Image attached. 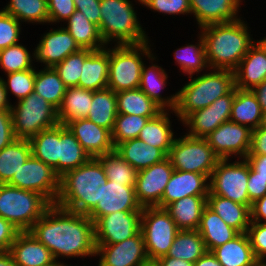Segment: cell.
<instances>
[{
	"label": "cell",
	"instance_id": "obj_1",
	"mask_svg": "<svg viewBox=\"0 0 266 266\" xmlns=\"http://www.w3.org/2000/svg\"><path fill=\"white\" fill-rule=\"evenodd\" d=\"M29 232L50 250L55 261L96 255L94 222L86 214L51 204Z\"/></svg>",
	"mask_w": 266,
	"mask_h": 266
},
{
	"label": "cell",
	"instance_id": "obj_2",
	"mask_svg": "<svg viewBox=\"0 0 266 266\" xmlns=\"http://www.w3.org/2000/svg\"><path fill=\"white\" fill-rule=\"evenodd\" d=\"M201 28L209 69L234 71L249 48L256 43L250 37L247 24L240 18L235 22Z\"/></svg>",
	"mask_w": 266,
	"mask_h": 266
},
{
	"label": "cell",
	"instance_id": "obj_3",
	"mask_svg": "<svg viewBox=\"0 0 266 266\" xmlns=\"http://www.w3.org/2000/svg\"><path fill=\"white\" fill-rule=\"evenodd\" d=\"M107 181L101 162L91 158L60 177V191L55 204L88 215L97 205L99 187L107 184Z\"/></svg>",
	"mask_w": 266,
	"mask_h": 266
},
{
	"label": "cell",
	"instance_id": "obj_4",
	"mask_svg": "<svg viewBox=\"0 0 266 266\" xmlns=\"http://www.w3.org/2000/svg\"><path fill=\"white\" fill-rule=\"evenodd\" d=\"M177 92L174 110L181 121L196 110L208 107L217 98L228 94L235 87L234 71L215 69L213 72L200 74Z\"/></svg>",
	"mask_w": 266,
	"mask_h": 266
},
{
	"label": "cell",
	"instance_id": "obj_5",
	"mask_svg": "<svg viewBox=\"0 0 266 266\" xmlns=\"http://www.w3.org/2000/svg\"><path fill=\"white\" fill-rule=\"evenodd\" d=\"M100 25L102 39L107 45H139L148 42L146 32L137 20L129 0H100Z\"/></svg>",
	"mask_w": 266,
	"mask_h": 266
},
{
	"label": "cell",
	"instance_id": "obj_6",
	"mask_svg": "<svg viewBox=\"0 0 266 266\" xmlns=\"http://www.w3.org/2000/svg\"><path fill=\"white\" fill-rule=\"evenodd\" d=\"M50 205L40 193L0 184V216L20 232L29 231Z\"/></svg>",
	"mask_w": 266,
	"mask_h": 266
},
{
	"label": "cell",
	"instance_id": "obj_7",
	"mask_svg": "<svg viewBox=\"0 0 266 266\" xmlns=\"http://www.w3.org/2000/svg\"><path fill=\"white\" fill-rule=\"evenodd\" d=\"M143 54H142V53ZM154 60L148 42L139 45H116L109 49L108 87L112 91L138 89L143 61L141 55Z\"/></svg>",
	"mask_w": 266,
	"mask_h": 266
},
{
	"label": "cell",
	"instance_id": "obj_8",
	"mask_svg": "<svg viewBox=\"0 0 266 266\" xmlns=\"http://www.w3.org/2000/svg\"><path fill=\"white\" fill-rule=\"evenodd\" d=\"M11 114L16 139L29 140L39 132L60 124L58 110L34 92L11 106Z\"/></svg>",
	"mask_w": 266,
	"mask_h": 266
},
{
	"label": "cell",
	"instance_id": "obj_9",
	"mask_svg": "<svg viewBox=\"0 0 266 266\" xmlns=\"http://www.w3.org/2000/svg\"><path fill=\"white\" fill-rule=\"evenodd\" d=\"M147 256L152 264L166 256L179 229L169 212L160 207H144L141 216V230Z\"/></svg>",
	"mask_w": 266,
	"mask_h": 266
},
{
	"label": "cell",
	"instance_id": "obj_10",
	"mask_svg": "<svg viewBox=\"0 0 266 266\" xmlns=\"http://www.w3.org/2000/svg\"><path fill=\"white\" fill-rule=\"evenodd\" d=\"M167 157L175 170L200 173L209 178L220 160L205 138L187 134L175 138Z\"/></svg>",
	"mask_w": 266,
	"mask_h": 266
},
{
	"label": "cell",
	"instance_id": "obj_11",
	"mask_svg": "<svg viewBox=\"0 0 266 266\" xmlns=\"http://www.w3.org/2000/svg\"><path fill=\"white\" fill-rule=\"evenodd\" d=\"M228 159H220L209 178V192L222 196L233 202L247 205L252 202L248 197L249 164L246 159L227 163Z\"/></svg>",
	"mask_w": 266,
	"mask_h": 266
},
{
	"label": "cell",
	"instance_id": "obj_12",
	"mask_svg": "<svg viewBox=\"0 0 266 266\" xmlns=\"http://www.w3.org/2000/svg\"><path fill=\"white\" fill-rule=\"evenodd\" d=\"M7 184L40 193L51 204H55L60 191V177L50 166L32 155Z\"/></svg>",
	"mask_w": 266,
	"mask_h": 266
},
{
	"label": "cell",
	"instance_id": "obj_13",
	"mask_svg": "<svg viewBox=\"0 0 266 266\" xmlns=\"http://www.w3.org/2000/svg\"><path fill=\"white\" fill-rule=\"evenodd\" d=\"M142 211H120L94 223L95 244L111 245L132 238L141 230Z\"/></svg>",
	"mask_w": 266,
	"mask_h": 266
},
{
	"label": "cell",
	"instance_id": "obj_14",
	"mask_svg": "<svg viewBox=\"0 0 266 266\" xmlns=\"http://www.w3.org/2000/svg\"><path fill=\"white\" fill-rule=\"evenodd\" d=\"M252 129L238 123L227 121L219 125L205 137L219 159L240 155L245 159L251 147Z\"/></svg>",
	"mask_w": 266,
	"mask_h": 266
},
{
	"label": "cell",
	"instance_id": "obj_15",
	"mask_svg": "<svg viewBox=\"0 0 266 266\" xmlns=\"http://www.w3.org/2000/svg\"><path fill=\"white\" fill-rule=\"evenodd\" d=\"M173 171L174 168L166 157L149 168L137 172L135 193L142 208L156 207L160 204Z\"/></svg>",
	"mask_w": 266,
	"mask_h": 266
},
{
	"label": "cell",
	"instance_id": "obj_16",
	"mask_svg": "<svg viewBox=\"0 0 266 266\" xmlns=\"http://www.w3.org/2000/svg\"><path fill=\"white\" fill-rule=\"evenodd\" d=\"M142 209L136 197L135 186H123L122 183L108 180L107 184L99 187L97 205L88 217L95 223L101 216Z\"/></svg>",
	"mask_w": 266,
	"mask_h": 266
},
{
	"label": "cell",
	"instance_id": "obj_17",
	"mask_svg": "<svg viewBox=\"0 0 266 266\" xmlns=\"http://www.w3.org/2000/svg\"><path fill=\"white\" fill-rule=\"evenodd\" d=\"M235 97V87L226 95L217 98L208 107L189 114L182 122L189 127L187 135L205 138L219 125L230 121L231 108Z\"/></svg>",
	"mask_w": 266,
	"mask_h": 266
},
{
	"label": "cell",
	"instance_id": "obj_18",
	"mask_svg": "<svg viewBox=\"0 0 266 266\" xmlns=\"http://www.w3.org/2000/svg\"><path fill=\"white\" fill-rule=\"evenodd\" d=\"M99 266H151L142 232L122 242L96 245Z\"/></svg>",
	"mask_w": 266,
	"mask_h": 266
},
{
	"label": "cell",
	"instance_id": "obj_19",
	"mask_svg": "<svg viewBox=\"0 0 266 266\" xmlns=\"http://www.w3.org/2000/svg\"><path fill=\"white\" fill-rule=\"evenodd\" d=\"M80 50L71 34L64 27H60L44 34L32 56L37 62L45 64V67L54 68L67 56Z\"/></svg>",
	"mask_w": 266,
	"mask_h": 266
},
{
	"label": "cell",
	"instance_id": "obj_20",
	"mask_svg": "<svg viewBox=\"0 0 266 266\" xmlns=\"http://www.w3.org/2000/svg\"><path fill=\"white\" fill-rule=\"evenodd\" d=\"M65 126L91 158L115 151L110 130L86 118L73 120Z\"/></svg>",
	"mask_w": 266,
	"mask_h": 266
},
{
	"label": "cell",
	"instance_id": "obj_21",
	"mask_svg": "<svg viewBox=\"0 0 266 266\" xmlns=\"http://www.w3.org/2000/svg\"><path fill=\"white\" fill-rule=\"evenodd\" d=\"M208 180L209 177L204 174L174 169L157 207L166 208L186 196H208L209 184L206 183Z\"/></svg>",
	"mask_w": 266,
	"mask_h": 266
},
{
	"label": "cell",
	"instance_id": "obj_22",
	"mask_svg": "<svg viewBox=\"0 0 266 266\" xmlns=\"http://www.w3.org/2000/svg\"><path fill=\"white\" fill-rule=\"evenodd\" d=\"M235 87L252 90L266 80V48L257 40L234 70Z\"/></svg>",
	"mask_w": 266,
	"mask_h": 266
},
{
	"label": "cell",
	"instance_id": "obj_23",
	"mask_svg": "<svg viewBox=\"0 0 266 266\" xmlns=\"http://www.w3.org/2000/svg\"><path fill=\"white\" fill-rule=\"evenodd\" d=\"M16 266L59 265L50 250L29 231L19 232L9 250Z\"/></svg>",
	"mask_w": 266,
	"mask_h": 266
},
{
	"label": "cell",
	"instance_id": "obj_24",
	"mask_svg": "<svg viewBox=\"0 0 266 266\" xmlns=\"http://www.w3.org/2000/svg\"><path fill=\"white\" fill-rule=\"evenodd\" d=\"M191 13L200 28L210 24L235 22L241 0H189Z\"/></svg>",
	"mask_w": 266,
	"mask_h": 266
},
{
	"label": "cell",
	"instance_id": "obj_25",
	"mask_svg": "<svg viewBox=\"0 0 266 266\" xmlns=\"http://www.w3.org/2000/svg\"><path fill=\"white\" fill-rule=\"evenodd\" d=\"M109 49L92 51L84 60L79 87L98 91L108 87Z\"/></svg>",
	"mask_w": 266,
	"mask_h": 266
},
{
	"label": "cell",
	"instance_id": "obj_26",
	"mask_svg": "<svg viewBox=\"0 0 266 266\" xmlns=\"http://www.w3.org/2000/svg\"><path fill=\"white\" fill-rule=\"evenodd\" d=\"M212 254L222 266H259L247 233H239L225 244L214 248Z\"/></svg>",
	"mask_w": 266,
	"mask_h": 266
},
{
	"label": "cell",
	"instance_id": "obj_27",
	"mask_svg": "<svg viewBox=\"0 0 266 266\" xmlns=\"http://www.w3.org/2000/svg\"><path fill=\"white\" fill-rule=\"evenodd\" d=\"M206 206L207 196H186L169 204L165 209L179 230H197Z\"/></svg>",
	"mask_w": 266,
	"mask_h": 266
},
{
	"label": "cell",
	"instance_id": "obj_28",
	"mask_svg": "<svg viewBox=\"0 0 266 266\" xmlns=\"http://www.w3.org/2000/svg\"><path fill=\"white\" fill-rule=\"evenodd\" d=\"M207 206L215 212L229 226L239 233H247L250 225V208L247 205L233 202L232 200L213 195L209 192Z\"/></svg>",
	"mask_w": 266,
	"mask_h": 266
},
{
	"label": "cell",
	"instance_id": "obj_29",
	"mask_svg": "<svg viewBox=\"0 0 266 266\" xmlns=\"http://www.w3.org/2000/svg\"><path fill=\"white\" fill-rule=\"evenodd\" d=\"M115 151L137 171L149 168L167 157L159 148L138 138L118 144Z\"/></svg>",
	"mask_w": 266,
	"mask_h": 266
},
{
	"label": "cell",
	"instance_id": "obj_30",
	"mask_svg": "<svg viewBox=\"0 0 266 266\" xmlns=\"http://www.w3.org/2000/svg\"><path fill=\"white\" fill-rule=\"evenodd\" d=\"M197 231L201 234L208 251L235 238L239 232L227 225L208 206L203 210Z\"/></svg>",
	"mask_w": 266,
	"mask_h": 266
},
{
	"label": "cell",
	"instance_id": "obj_31",
	"mask_svg": "<svg viewBox=\"0 0 266 266\" xmlns=\"http://www.w3.org/2000/svg\"><path fill=\"white\" fill-rule=\"evenodd\" d=\"M93 98V91L81 87L66 88L63 102L58 109V120L66 125L76 119L87 118Z\"/></svg>",
	"mask_w": 266,
	"mask_h": 266
},
{
	"label": "cell",
	"instance_id": "obj_32",
	"mask_svg": "<svg viewBox=\"0 0 266 266\" xmlns=\"http://www.w3.org/2000/svg\"><path fill=\"white\" fill-rule=\"evenodd\" d=\"M91 159L75 136L65 126L59 124V177Z\"/></svg>",
	"mask_w": 266,
	"mask_h": 266
},
{
	"label": "cell",
	"instance_id": "obj_33",
	"mask_svg": "<svg viewBox=\"0 0 266 266\" xmlns=\"http://www.w3.org/2000/svg\"><path fill=\"white\" fill-rule=\"evenodd\" d=\"M167 78L168 76L162 67L154 64L146 68L143 64L139 88L163 110H167L165 108L168 107L174 111L177 103V93L167 98H163L160 94L162 88L166 85Z\"/></svg>",
	"mask_w": 266,
	"mask_h": 266
},
{
	"label": "cell",
	"instance_id": "obj_34",
	"mask_svg": "<svg viewBox=\"0 0 266 266\" xmlns=\"http://www.w3.org/2000/svg\"><path fill=\"white\" fill-rule=\"evenodd\" d=\"M66 22L68 24L64 28L71 34L81 49L95 51L105 48V42L102 39L99 27L90 22L79 10H76Z\"/></svg>",
	"mask_w": 266,
	"mask_h": 266
},
{
	"label": "cell",
	"instance_id": "obj_35",
	"mask_svg": "<svg viewBox=\"0 0 266 266\" xmlns=\"http://www.w3.org/2000/svg\"><path fill=\"white\" fill-rule=\"evenodd\" d=\"M262 109L252 90L235 87V97L231 108L230 121L247 126L252 130L259 127Z\"/></svg>",
	"mask_w": 266,
	"mask_h": 266
},
{
	"label": "cell",
	"instance_id": "obj_36",
	"mask_svg": "<svg viewBox=\"0 0 266 266\" xmlns=\"http://www.w3.org/2000/svg\"><path fill=\"white\" fill-rule=\"evenodd\" d=\"M118 114L156 117L163 109L151 100L140 88L116 92Z\"/></svg>",
	"mask_w": 266,
	"mask_h": 266
},
{
	"label": "cell",
	"instance_id": "obj_37",
	"mask_svg": "<svg viewBox=\"0 0 266 266\" xmlns=\"http://www.w3.org/2000/svg\"><path fill=\"white\" fill-rule=\"evenodd\" d=\"M168 114L163 110L156 117L149 119L138 136L139 140L159 148L166 156L175 140Z\"/></svg>",
	"mask_w": 266,
	"mask_h": 266
},
{
	"label": "cell",
	"instance_id": "obj_38",
	"mask_svg": "<svg viewBox=\"0 0 266 266\" xmlns=\"http://www.w3.org/2000/svg\"><path fill=\"white\" fill-rule=\"evenodd\" d=\"M31 154L50 166L59 176V124L29 139Z\"/></svg>",
	"mask_w": 266,
	"mask_h": 266
},
{
	"label": "cell",
	"instance_id": "obj_39",
	"mask_svg": "<svg viewBox=\"0 0 266 266\" xmlns=\"http://www.w3.org/2000/svg\"><path fill=\"white\" fill-rule=\"evenodd\" d=\"M31 155L27 139H15L0 150V184H7Z\"/></svg>",
	"mask_w": 266,
	"mask_h": 266
},
{
	"label": "cell",
	"instance_id": "obj_40",
	"mask_svg": "<svg viewBox=\"0 0 266 266\" xmlns=\"http://www.w3.org/2000/svg\"><path fill=\"white\" fill-rule=\"evenodd\" d=\"M117 115L116 93L109 88L93 91L91 108L86 119L112 131Z\"/></svg>",
	"mask_w": 266,
	"mask_h": 266
},
{
	"label": "cell",
	"instance_id": "obj_41",
	"mask_svg": "<svg viewBox=\"0 0 266 266\" xmlns=\"http://www.w3.org/2000/svg\"><path fill=\"white\" fill-rule=\"evenodd\" d=\"M207 251L197 230H179L166 256L194 263Z\"/></svg>",
	"mask_w": 266,
	"mask_h": 266
},
{
	"label": "cell",
	"instance_id": "obj_42",
	"mask_svg": "<svg viewBox=\"0 0 266 266\" xmlns=\"http://www.w3.org/2000/svg\"><path fill=\"white\" fill-rule=\"evenodd\" d=\"M66 88L53 67H44L43 70L36 71L34 93L39 94L57 110L63 102Z\"/></svg>",
	"mask_w": 266,
	"mask_h": 266
},
{
	"label": "cell",
	"instance_id": "obj_43",
	"mask_svg": "<svg viewBox=\"0 0 266 266\" xmlns=\"http://www.w3.org/2000/svg\"><path fill=\"white\" fill-rule=\"evenodd\" d=\"M2 10L19 22L49 23L47 0H10Z\"/></svg>",
	"mask_w": 266,
	"mask_h": 266
},
{
	"label": "cell",
	"instance_id": "obj_44",
	"mask_svg": "<svg viewBox=\"0 0 266 266\" xmlns=\"http://www.w3.org/2000/svg\"><path fill=\"white\" fill-rule=\"evenodd\" d=\"M109 181L135 186L137 170L125 161L116 151L97 157Z\"/></svg>",
	"mask_w": 266,
	"mask_h": 266
},
{
	"label": "cell",
	"instance_id": "obj_45",
	"mask_svg": "<svg viewBox=\"0 0 266 266\" xmlns=\"http://www.w3.org/2000/svg\"><path fill=\"white\" fill-rule=\"evenodd\" d=\"M198 45H187L177 49L174 53L176 62L184 73L190 76L208 68L203 36L200 34Z\"/></svg>",
	"mask_w": 266,
	"mask_h": 266
},
{
	"label": "cell",
	"instance_id": "obj_46",
	"mask_svg": "<svg viewBox=\"0 0 266 266\" xmlns=\"http://www.w3.org/2000/svg\"><path fill=\"white\" fill-rule=\"evenodd\" d=\"M149 119L140 115L118 114L111 131L114 147L124 141L138 138Z\"/></svg>",
	"mask_w": 266,
	"mask_h": 266
},
{
	"label": "cell",
	"instance_id": "obj_47",
	"mask_svg": "<svg viewBox=\"0 0 266 266\" xmlns=\"http://www.w3.org/2000/svg\"><path fill=\"white\" fill-rule=\"evenodd\" d=\"M91 52L92 50L89 49H81L80 51L67 56L62 62L54 67L67 88L79 87L83 62Z\"/></svg>",
	"mask_w": 266,
	"mask_h": 266
},
{
	"label": "cell",
	"instance_id": "obj_48",
	"mask_svg": "<svg viewBox=\"0 0 266 266\" xmlns=\"http://www.w3.org/2000/svg\"><path fill=\"white\" fill-rule=\"evenodd\" d=\"M31 57L28 50L17 43L0 50V65L7 74L33 69Z\"/></svg>",
	"mask_w": 266,
	"mask_h": 266
},
{
	"label": "cell",
	"instance_id": "obj_49",
	"mask_svg": "<svg viewBox=\"0 0 266 266\" xmlns=\"http://www.w3.org/2000/svg\"><path fill=\"white\" fill-rule=\"evenodd\" d=\"M7 82L2 79L6 94L8 91L14 94L18 100H21L34 92V83L36 71L28 69L7 74Z\"/></svg>",
	"mask_w": 266,
	"mask_h": 266
},
{
	"label": "cell",
	"instance_id": "obj_50",
	"mask_svg": "<svg viewBox=\"0 0 266 266\" xmlns=\"http://www.w3.org/2000/svg\"><path fill=\"white\" fill-rule=\"evenodd\" d=\"M20 22L10 14L0 11V50L17 44L20 37Z\"/></svg>",
	"mask_w": 266,
	"mask_h": 266
},
{
	"label": "cell",
	"instance_id": "obj_51",
	"mask_svg": "<svg viewBox=\"0 0 266 266\" xmlns=\"http://www.w3.org/2000/svg\"><path fill=\"white\" fill-rule=\"evenodd\" d=\"M247 235L256 260L260 264H265L266 258V222H250Z\"/></svg>",
	"mask_w": 266,
	"mask_h": 266
},
{
	"label": "cell",
	"instance_id": "obj_52",
	"mask_svg": "<svg viewBox=\"0 0 266 266\" xmlns=\"http://www.w3.org/2000/svg\"><path fill=\"white\" fill-rule=\"evenodd\" d=\"M142 5L169 15L191 13L189 0H144Z\"/></svg>",
	"mask_w": 266,
	"mask_h": 266
},
{
	"label": "cell",
	"instance_id": "obj_53",
	"mask_svg": "<svg viewBox=\"0 0 266 266\" xmlns=\"http://www.w3.org/2000/svg\"><path fill=\"white\" fill-rule=\"evenodd\" d=\"M49 23L67 20L75 11L74 0H47Z\"/></svg>",
	"mask_w": 266,
	"mask_h": 266
},
{
	"label": "cell",
	"instance_id": "obj_54",
	"mask_svg": "<svg viewBox=\"0 0 266 266\" xmlns=\"http://www.w3.org/2000/svg\"><path fill=\"white\" fill-rule=\"evenodd\" d=\"M15 139L11 110L0 111V150L10 145Z\"/></svg>",
	"mask_w": 266,
	"mask_h": 266
},
{
	"label": "cell",
	"instance_id": "obj_55",
	"mask_svg": "<svg viewBox=\"0 0 266 266\" xmlns=\"http://www.w3.org/2000/svg\"><path fill=\"white\" fill-rule=\"evenodd\" d=\"M76 10H79L92 23L100 25V0H74Z\"/></svg>",
	"mask_w": 266,
	"mask_h": 266
},
{
	"label": "cell",
	"instance_id": "obj_56",
	"mask_svg": "<svg viewBox=\"0 0 266 266\" xmlns=\"http://www.w3.org/2000/svg\"><path fill=\"white\" fill-rule=\"evenodd\" d=\"M20 231L0 216V252H8Z\"/></svg>",
	"mask_w": 266,
	"mask_h": 266
},
{
	"label": "cell",
	"instance_id": "obj_57",
	"mask_svg": "<svg viewBox=\"0 0 266 266\" xmlns=\"http://www.w3.org/2000/svg\"><path fill=\"white\" fill-rule=\"evenodd\" d=\"M247 187L248 197L252 203L266 195V183L257 176V172L254 171L250 166Z\"/></svg>",
	"mask_w": 266,
	"mask_h": 266
},
{
	"label": "cell",
	"instance_id": "obj_58",
	"mask_svg": "<svg viewBox=\"0 0 266 266\" xmlns=\"http://www.w3.org/2000/svg\"><path fill=\"white\" fill-rule=\"evenodd\" d=\"M248 155H266V127L252 130L251 147Z\"/></svg>",
	"mask_w": 266,
	"mask_h": 266
},
{
	"label": "cell",
	"instance_id": "obj_59",
	"mask_svg": "<svg viewBox=\"0 0 266 266\" xmlns=\"http://www.w3.org/2000/svg\"><path fill=\"white\" fill-rule=\"evenodd\" d=\"M245 159L249 166L257 172V176L266 183V155H247Z\"/></svg>",
	"mask_w": 266,
	"mask_h": 266
},
{
	"label": "cell",
	"instance_id": "obj_60",
	"mask_svg": "<svg viewBox=\"0 0 266 266\" xmlns=\"http://www.w3.org/2000/svg\"><path fill=\"white\" fill-rule=\"evenodd\" d=\"M251 222L264 223L266 221V195L254 201L250 208Z\"/></svg>",
	"mask_w": 266,
	"mask_h": 266
},
{
	"label": "cell",
	"instance_id": "obj_61",
	"mask_svg": "<svg viewBox=\"0 0 266 266\" xmlns=\"http://www.w3.org/2000/svg\"><path fill=\"white\" fill-rule=\"evenodd\" d=\"M151 266H194V263L169 256H163L154 261Z\"/></svg>",
	"mask_w": 266,
	"mask_h": 266
},
{
	"label": "cell",
	"instance_id": "obj_62",
	"mask_svg": "<svg viewBox=\"0 0 266 266\" xmlns=\"http://www.w3.org/2000/svg\"><path fill=\"white\" fill-rule=\"evenodd\" d=\"M259 104L261 105L262 111H266V80L257 85L252 89Z\"/></svg>",
	"mask_w": 266,
	"mask_h": 266
},
{
	"label": "cell",
	"instance_id": "obj_63",
	"mask_svg": "<svg viewBox=\"0 0 266 266\" xmlns=\"http://www.w3.org/2000/svg\"><path fill=\"white\" fill-rule=\"evenodd\" d=\"M194 266H222L212 252L207 251L194 262Z\"/></svg>",
	"mask_w": 266,
	"mask_h": 266
},
{
	"label": "cell",
	"instance_id": "obj_64",
	"mask_svg": "<svg viewBox=\"0 0 266 266\" xmlns=\"http://www.w3.org/2000/svg\"><path fill=\"white\" fill-rule=\"evenodd\" d=\"M8 99L2 78H0V111L11 110L13 105L9 103Z\"/></svg>",
	"mask_w": 266,
	"mask_h": 266
},
{
	"label": "cell",
	"instance_id": "obj_65",
	"mask_svg": "<svg viewBox=\"0 0 266 266\" xmlns=\"http://www.w3.org/2000/svg\"><path fill=\"white\" fill-rule=\"evenodd\" d=\"M0 266H16L11 253L0 252Z\"/></svg>",
	"mask_w": 266,
	"mask_h": 266
},
{
	"label": "cell",
	"instance_id": "obj_66",
	"mask_svg": "<svg viewBox=\"0 0 266 266\" xmlns=\"http://www.w3.org/2000/svg\"><path fill=\"white\" fill-rule=\"evenodd\" d=\"M259 127H266V111H262Z\"/></svg>",
	"mask_w": 266,
	"mask_h": 266
},
{
	"label": "cell",
	"instance_id": "obj_67",
	"mask_svg": "<svg viewBox=\"0 0 266 266\" xmlns=\"http://www.w3.org/2000/svg\"><path fill=\"white\" fill-rule=\"evenodd\" d=\"M263 45L264 47L266 48V38L264 37L262 40H259Z\"/></svg>",
	"mask_w": 266,
	"mask_h": 266
},
{
	"label": "cell",
	"instance_id": "obj_68",
	"mask_svg": "<svg viewBox=\"0 0 266 266\" xmlns=\"http://www.w3.org/2000/svg\"><path fill=\"white\" fill-rule=\"evenodd\" d=\"M58 266H68V265H64V263H60Z\"/></svg>",
	"mask_w": 266,
	"mask_h": 266
}]
</instances>
